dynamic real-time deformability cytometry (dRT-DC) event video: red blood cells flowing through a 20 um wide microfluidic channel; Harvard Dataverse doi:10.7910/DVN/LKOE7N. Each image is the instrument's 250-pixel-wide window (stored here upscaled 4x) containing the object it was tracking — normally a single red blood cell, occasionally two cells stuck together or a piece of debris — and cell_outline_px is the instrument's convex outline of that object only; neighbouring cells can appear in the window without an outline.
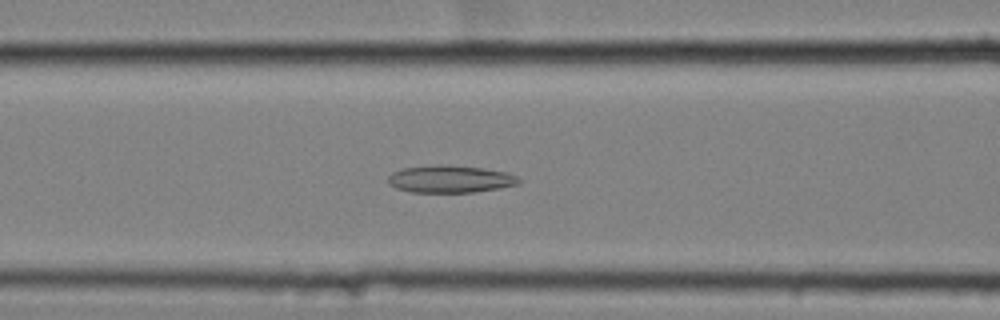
{"species": "common noctule bat (a hibernating species)", "species_latin": "Nyctalus noctula", "temperature_condition": "cold", "stored_images_in_passage": 60, "camera_frame_rate_fps": 3000, "um_per_image_px": 0.085, "animal": {"sex": "female", "body_mass_g": 25.1}, "frame": {"image": 1, "passage_image": 26, "time_ms": 8.333, "image_size_px": [1000, 320], "cell_outline_px": [[520, 184], [500, 188], [472, 192], [412, 192], [396, 188], [388, 184], [388, 176], [392, 172], [400, 168], [436, 164], [448, 164], [484, 168], [508, 172], [516, 176], [520, 180]], "centroid_in_image_um": [38.25, 15.2], "position_along_channel_um": 128.3, "area_um2": 21.15}}
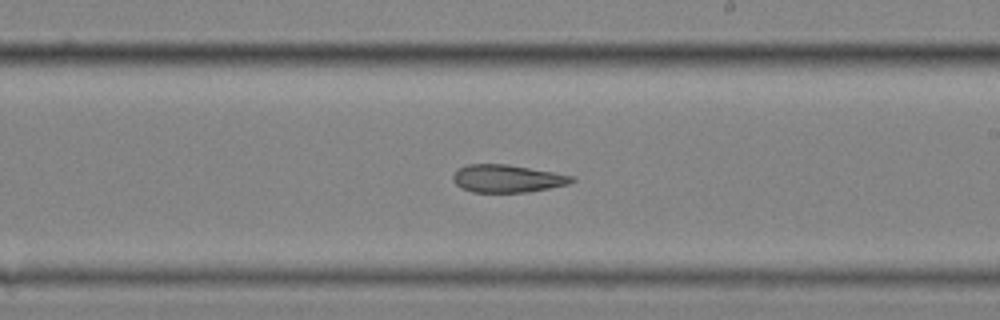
{"frame": {"image": 2, "passage_image": 36, "time_ms": 11.667, "image_size_px": [1000, 320], "cell_outline_px": [[576, 180], [568, 184], [528, 192], [472, 192], [460, 188], [452, 180], [452, 176], [456, 168], [468, 164], [508, 164], [552, 172], [572, 176]], "centroid_in_image_um": [43.04, 15.17], "position_along_channel_um": 246.0, "area_um2": 19.19}}
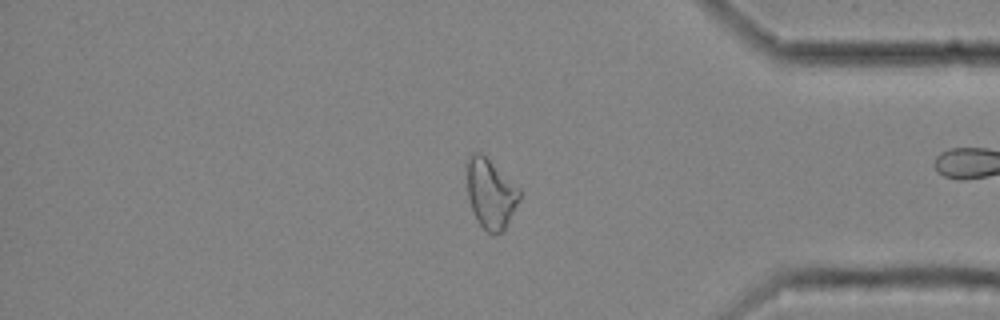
{"frame": {"image": 3, "passage_image": 50, "time_ms": 16.333, "image_size_px": [1000, 320], "cell_outline_px": [[520, 196], [504, 232], [492, 236], [476, 220], [468, 196], [464, 164], [468, 156], [472, 152], [480, 152], [520, 188]], "centroid_in_image_um": [41.66, 16.44], "position_along_channel_um": 393.5, "area_um2": 21.62}, "authors_computed_cell_mechanics": {"area_um2": 22.9177, "velocity_mm_per_s": 3.534, "shape_relaxation_time_tau1_ms": null, "shape_relaxation_time_tau2_ms": 4.3954, "deformation_change_tau1": null, "deformation_change_tau2": 0.1348}}